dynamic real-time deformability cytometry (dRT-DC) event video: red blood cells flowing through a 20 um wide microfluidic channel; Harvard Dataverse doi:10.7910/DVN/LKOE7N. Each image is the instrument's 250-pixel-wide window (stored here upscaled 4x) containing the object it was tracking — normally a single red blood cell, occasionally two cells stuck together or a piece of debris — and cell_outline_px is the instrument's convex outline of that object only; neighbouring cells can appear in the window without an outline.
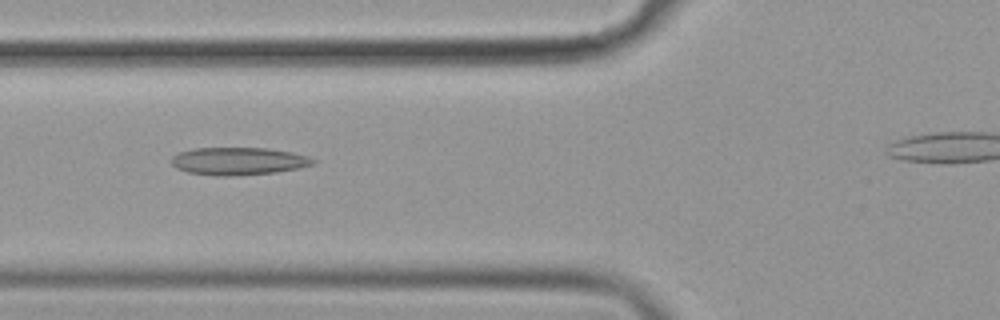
{"species": "common noctule bat (a hibernating species)", "species_latin": "Nyctalus noctula", "temperature_condition": "cold", "stored_images_in_passage": 34, "camera_frame_rate_fps": 3000, "um_per_image_px": 0.085, "animal": {"sex": "female", "body_mass_g": 19.9}, "frame": {"image": 1, "passage_image": 6, "time_ms": 1.667, "image_size_px": [1000, 320], "cell_outline_px": [[316, 164], [300, 168], [276, 172], [236, 176], [216, 176], [188, 172], [176, 168], [172, 164], [172, 156], [180, 152], [196, 148], [264, 148], [292, 152], [308, 156], [316, 160]], "centroid_in_image_um": [20.3, 13.7], "position_along_channel_um": 105.5, "area_um2": 22.89}}
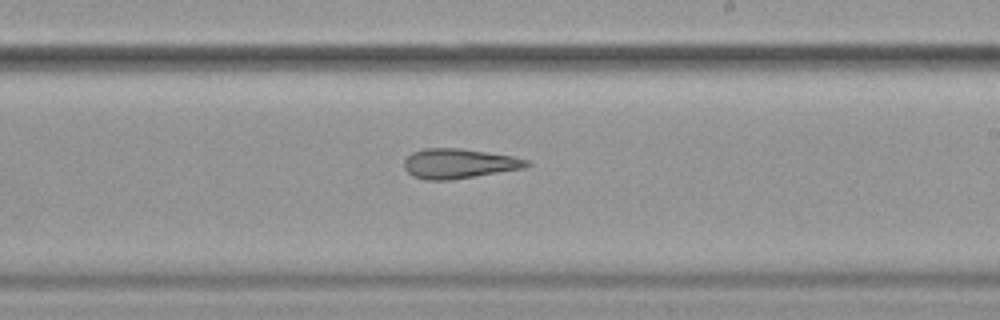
{"frame": {"image": 2, "passage_image": 18, "time_ms": 5.667, "image_size_px": [1000, 320], "cell_outline_px": [[532, 164], [524, 168], [448, 180], [424, 180], [412, 176], [404, 168], [404, 160], [412, 152], [424, 148], [460, 148], [512, 156], [528, 160]], "centroid_in_image_um": [38.97, 13.9], "position_along_channel_um": 250.0, "area_um2": 21.15}}
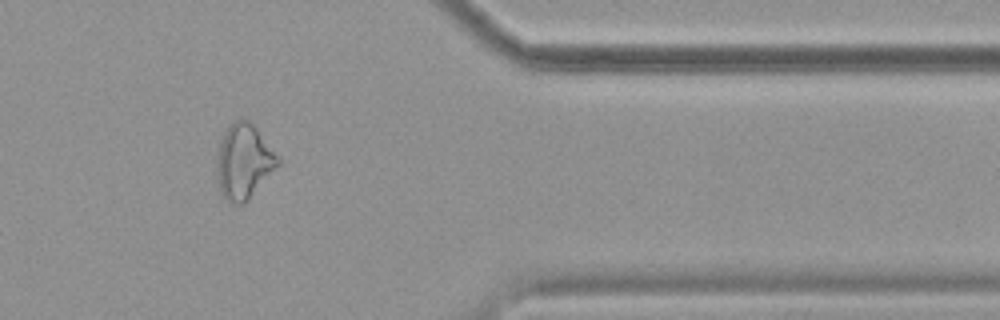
{"frame": {"image": 3, "passage_image": 31, "time_ms": 10.0, "image_size_px": [1000, 320], "cell_outline_px": [[280, 164], [248, 200], [244, 204], [236, 204], [228, 200], [220, 192], [216, 172], [216, 164], [220, 140], [224, 132], [236, 120], [248, 120], [256, 128], [280, 160]], "centroid_in_image_um": [20.7, 13.76], "position_along_channel_um": 390.7, "area_um2": 26.18}}